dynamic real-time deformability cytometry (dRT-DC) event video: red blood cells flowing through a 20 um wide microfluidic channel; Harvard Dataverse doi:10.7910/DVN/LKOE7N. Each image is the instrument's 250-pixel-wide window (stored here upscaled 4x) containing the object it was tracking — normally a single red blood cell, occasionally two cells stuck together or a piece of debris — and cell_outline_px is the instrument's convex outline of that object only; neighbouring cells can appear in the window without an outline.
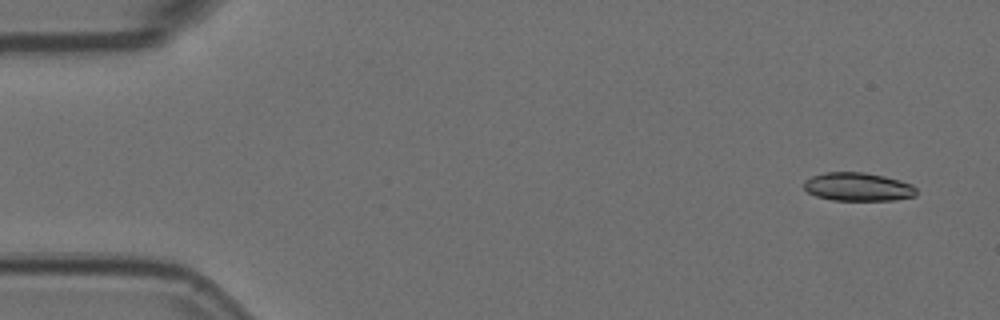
{"species": "Egyptian fruit bat (a non-hibernating species)", "species_latin": "Rousettus aegyptiacus", "temperature_condition": "room temperature", "stored_images_in_passage": 7, "camera_frame_rate_fps": 3000, "um_per_image_px": 0.085, "animal": {"sex": "female"}, "frame": {"image": 1, "passage_image": 1, "time_ms": 0.0, "image_size_px": [1000, 320], "cell_outline_px": [[916, 196], [896, 200], [832, 200], [816, 196], [808, 192], [804, 188], [804, 180], [812, 176], [828, 172], [864, 172], [884, 176], [900, 180], [912, 184], [916, 188]], "centroid_in_image_um": [72.94, 15.88], "position_along_channel_um": 12.1, "area_um2": 18.67}}
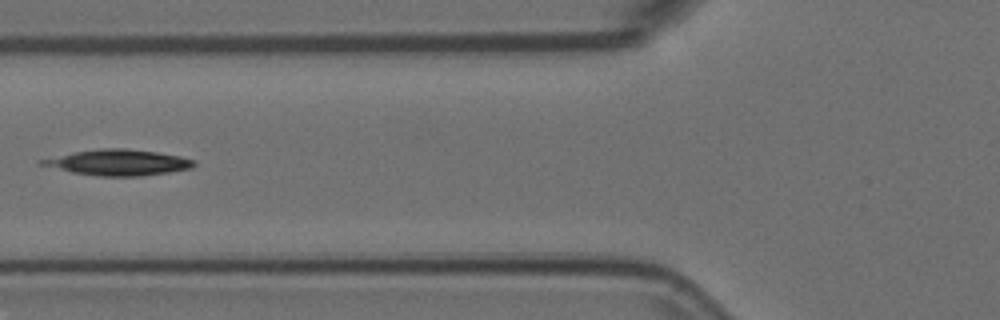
{"frame": {"image": 2, "passage_image": 6, "time_ms": 1.667, "image_size_px": [1000, 320], "cell_outline_px": [[196, 164], [192, 168], [168, 172], [140, 176], [96, 176], [72, 172], [40, 164], [40, 160], [76, 152], [100, 148], [124, 148], [156, 152], [180, 156], [196, 160]], "centroid_in_image_um": [10.12, 13.81], "position_along_channel_um": 115.7, "area_um2": 22.54}}
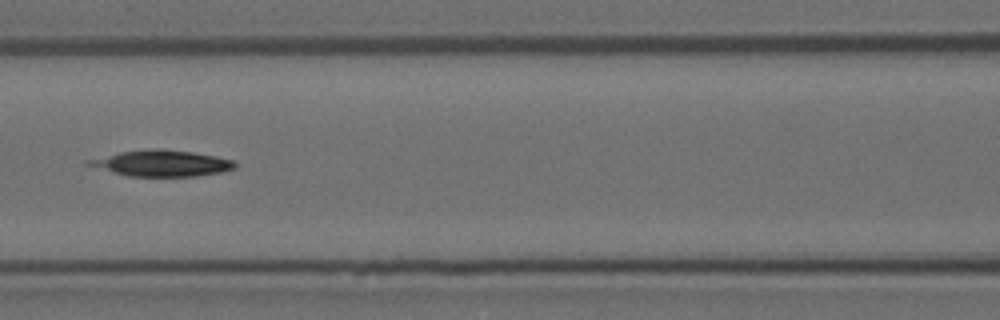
{"frame": {"image": 3, "passage_image": 7, "time_ms": 2.0, "image_size_px": [1000, 320], "cell_outline_px": [[236, 168], [224, 172], [196, 176], [128, 176], [112, 172], [84, 164], [84, 160], [120, 152], [156, 148], [160, 148], [192, 152], [216, 156], [232, 160], [236, 164]], "centroid_in_image_um": [13.73, 13.88], "position_along_channel_um": 152.9, "area_um2": 22.31}}